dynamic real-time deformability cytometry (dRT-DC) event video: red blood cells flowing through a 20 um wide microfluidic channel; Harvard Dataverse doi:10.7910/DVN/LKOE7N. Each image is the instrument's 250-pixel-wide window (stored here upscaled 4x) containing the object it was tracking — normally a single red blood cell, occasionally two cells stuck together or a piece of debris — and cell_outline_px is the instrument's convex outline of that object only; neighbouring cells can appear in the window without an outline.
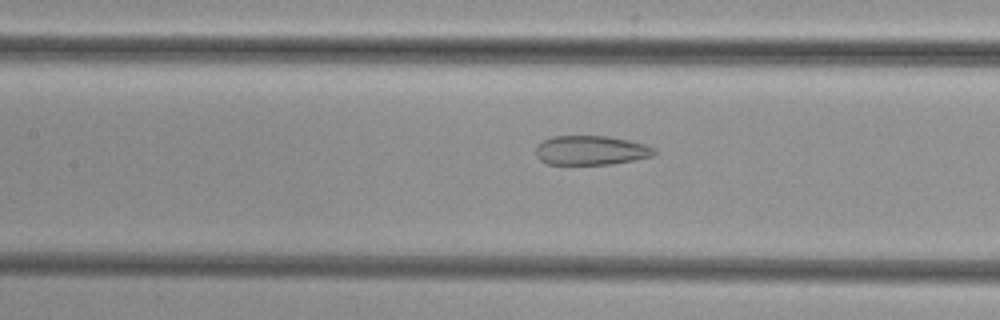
{"species": "common noctule bat (a hibernating species)", "species_latin": "Nyctalus noctula", "temperature_condition": "cold", "stored_images_in_passage": 42, "camera_frame_rate_fps": 3000, "um_per_image_px": 0.085, "animal": {"sex": "female", "body_mass_g": 29.2, "forearm_length_mm": 56.3}, "frame": {"image": 1, "passage_image": 14, "time_ms": 4.333, "image_size_px": [1000, 320], "cell_outline_px": [[656, 152], [652, 156], [612, 164], [548, 164], [540, 160], [536, 156], [536, 148], [544, 140], [552, 136], [608, 136], [648, 144], [656, 148]], "centroid_in_image_um": [50.26, 12.77], "position_along_channel_um": 157.1, "area_um2": 20.23}}
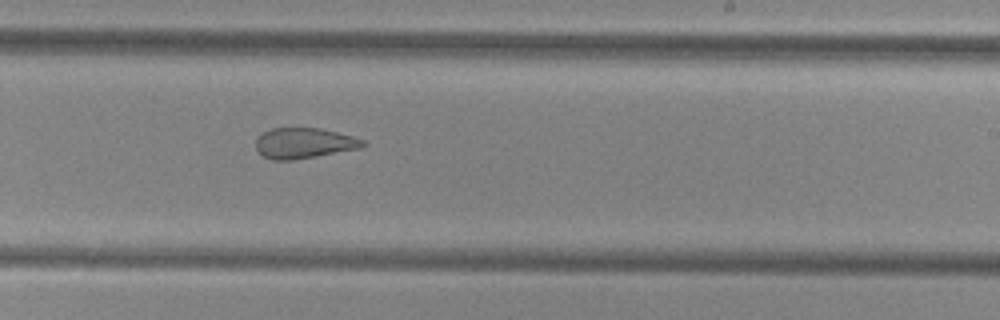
{"frame": {"image": 2, "passage_image": 22, "time_ms": 7.0, "image_size_px": [1000, 320], "cell_outline_px": [[368, 144], [360, 148], [316, 156], [292, 160], [272, 160], [264, 156], [256, 148], [256, 140], [264, 132], [272, 128], [320, 128], [352, 136], [364, 140]], "centroid_in_image_um": [25.86, 12.17], "position_along_channel_um": 263.1, "area_um2": 18.84}}
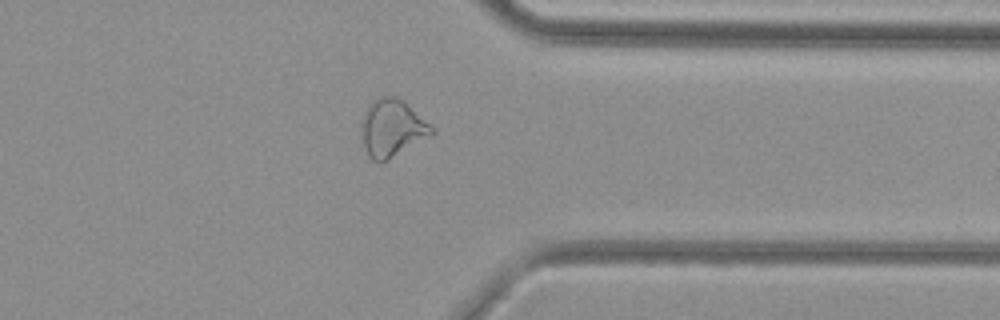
{"frame": {"image": 3, "passage_image": 31, "time_ms": 10.0, "image_size_px": [1000, 320], "cell_outline_px": [[436, 132], [388, 160], [380, 164], [372, 160], [368, 156], [364, 144], [364, 112], [368, 104], [376, 96], [396, 96], [436, 128]], "centroid_in_image_um": [33.35, 10.89], "position_along_channel_um": 378.0, "area_um2": 23.12}}